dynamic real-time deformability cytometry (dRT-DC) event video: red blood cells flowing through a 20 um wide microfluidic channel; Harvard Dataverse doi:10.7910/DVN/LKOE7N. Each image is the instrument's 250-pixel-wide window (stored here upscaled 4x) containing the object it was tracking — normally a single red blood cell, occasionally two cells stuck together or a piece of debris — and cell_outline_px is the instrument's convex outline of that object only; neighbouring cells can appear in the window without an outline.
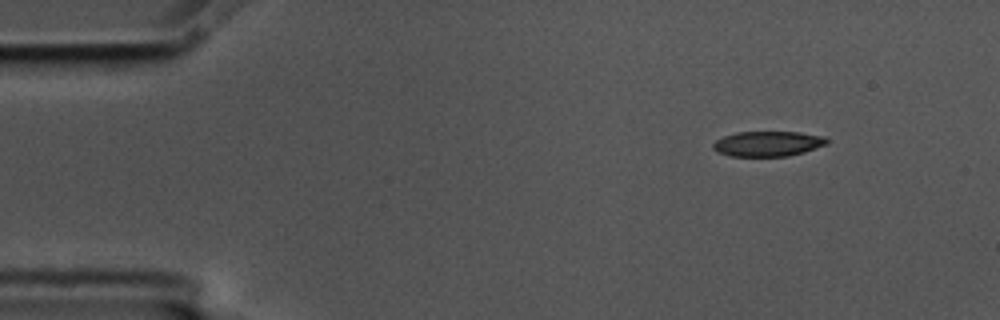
{"species": "common noctule bat (a hibernating species)", "species_latin": "Nyctalus noctula", "temperature_condition": "cold", "stored_images_in_passage": 51, "camera_frame_rate_fps": 3000, "um_per_image_px": 0.085, "animal": {"sex": "male", "body_mass_g": 17.5, "forearm_length_mm": 52.3}, "frame": {"image": 1, "passage_image": 1, "time_ms": 0.0, "image_size_px": [1000, 320], "cell_outline_px": [[828, 144], [804, 152], [788, 156], [728, 156], [712, 148], [712, 144], [716, 140], [724, 136], [736, 132], [800, 132], [824, 136], [828, 140]], "centroid_in_image_um": [65.28, 12.21], "position_along_channel_um": 19.7, "area_um2": 16.7}}
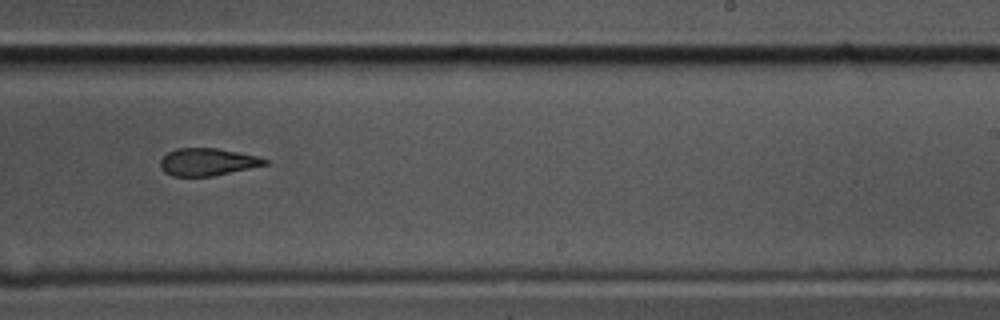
{"frame": {"image": 2, "passage_image": 29, "time_ms": 9.333, "image_size_px": [1000, 320], "cell_outline_px": [[268, 164], [212, 176], [172, 176], [164, 172], [160, 168], [160, 160], [168, 152], [176, 148], [216, 148], [256, 156], [268, 160]], "centroid_in_image_um": [17.58, 13.77], "position_along_channel_um": 271.4, "area_um2": 16.53}}
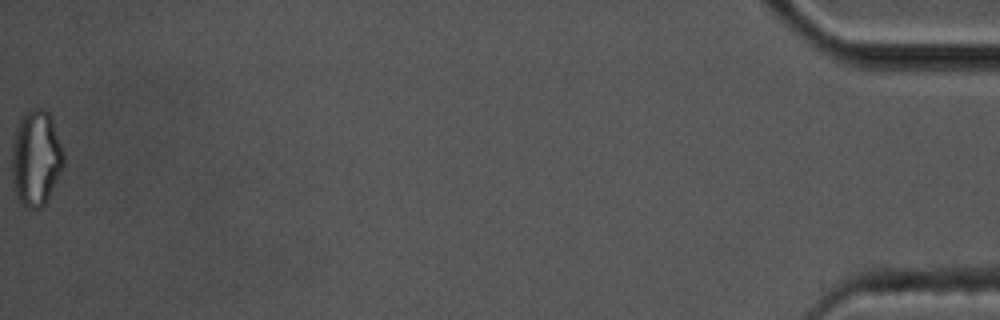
{"frame": {"image": 3, "passage_image": 51, "time_ms": 16.667, "image_size_px": [1000, 320], "cell_outline_px": [[64, 168], [44, 204], [40, 208], [24, 208], [20, 204], [16, 196], [12, 180], [12, 144], [16, 128], [20, 116], [24, 112], [32, 108], [44, 108], [52, 116], [64, 152]], "centroid_in_image_um": [3.06, 13.41], "position_along_channel_um": 432.1, "area_um2": 29.48}, "authors_computed_cell_mechanics": {"area_um2": 18.496, "velocity_mm_per_s": 3.5774, "shape_relaxation_time_tau1_ms": null, "shape_relaxation_time_tau2_ms": 2.7998, "deformation_change_tau1": null, "deformation_change_tau2": 0.0928}}